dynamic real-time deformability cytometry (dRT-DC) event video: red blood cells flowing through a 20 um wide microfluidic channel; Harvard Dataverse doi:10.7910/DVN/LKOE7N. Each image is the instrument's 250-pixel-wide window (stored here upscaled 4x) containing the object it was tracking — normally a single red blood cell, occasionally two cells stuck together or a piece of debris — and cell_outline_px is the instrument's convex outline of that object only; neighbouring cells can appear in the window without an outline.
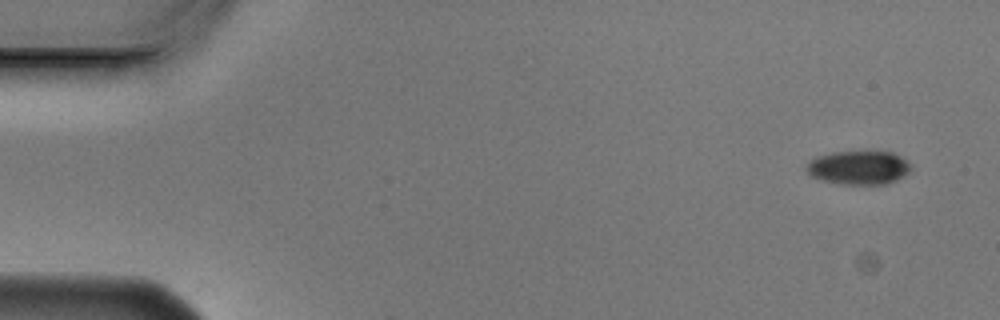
{"species": "Egyptian fruit bat (a non-hibernating species)", "species_latin": "Rousettus aegyptiacus", "temperature_condition": "cold", "stored_images_in_passage": 5, "camera_frame_rate_fps": 3000, "um_per_image_px": 0.085, "animal": {"sex": "male"}, "frame": {"image": 1, "passage_image": 1, "time_ms": 0.0, "image_size_px": [1000, 320], "cell_outline_px": [[912, 168], [904, 176], [888, 184], [840, 184], [824, 180], [812, 176], [804, 168], [816, 156], [832, 152], [892, 152], [908, 160], [912, 164]], "centroid_in_image_um": [73.03, 14.25], "position_along_channel_um": 12.0, "area_um2": 20.52}}
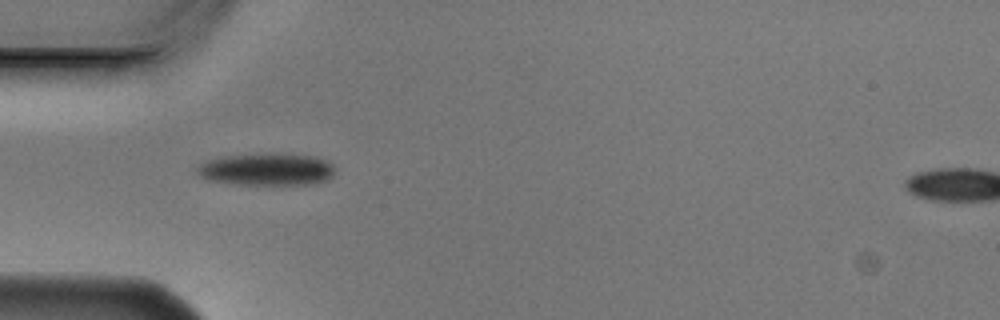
{"frame": {"image": 2, "passage_image": 5, "time_ms": 1.333, "image_size_px": [1000, 320], "cell_outline_px": [[332, 176], [328, 180], [316, 184], [236, 184], [208, 180], [200, 176], [196, 172], [196, 168], [200, 164], [208, 160], [220, 156], [272, 152], [280, 152], [312, 156], [328, 160], [332, 164]], "centroid_in_image_um": [22.66, 14.37], "position_along_channel_um": 62.3, "area_um2": 26.36}}